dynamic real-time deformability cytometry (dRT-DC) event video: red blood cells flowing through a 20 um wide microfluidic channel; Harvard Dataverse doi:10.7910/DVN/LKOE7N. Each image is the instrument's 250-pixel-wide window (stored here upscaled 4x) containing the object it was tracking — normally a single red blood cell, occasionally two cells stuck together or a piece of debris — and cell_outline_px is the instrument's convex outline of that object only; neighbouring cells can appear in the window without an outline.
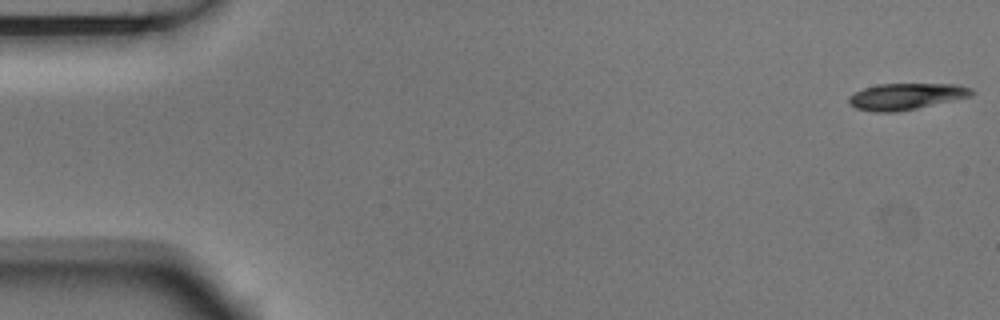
{"species": "Egyptian fruit bat (a non-hibernating species)", "species_latin": "Rousettus aegyptiacus", "temperature_condition": "room temperature", "stored_images_in_passage": 4, "camera_frame_rate_fps": 3000, "um_per_image_px": 0.085, "animal": {"sex": "male"}, "frame": {"image": 1, "passage_image": 1, "time_ms": 0.0, "image_size_px": [1000, 320], "cell_outline_px": [[976, 92], [972, 96], [916, 108], [896, 112], [876, 112], [856, 108], [848, 104], [848, 96], [864, 88], [880, 84], [960, 84], [972, 88]], "centroid_in_image_um": [77.04, 8.19], "position_along_channel_um": 8.0, "area_um2": 18.9}}
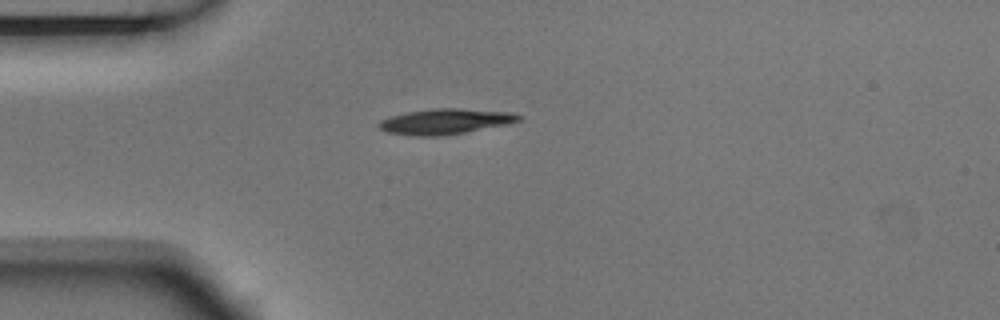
{"frame": {"image": 2, "passage_image": 4, "time_ms": 1.0, "image_size_px": [1000, 320], "cell_outline_px": [[524, 116], [520, 120], [508, 124], [448, 136], [412, 136], [388, 132], [380, 128], [376, 124], [380, 120], [392, 116], [408, 112], [436, 108], [460, 108], [508, 112]], "centroid_in_image_um": [37.87, 10.34], "position_along_channel_um": 47.1, "area_um2": 20.87}}